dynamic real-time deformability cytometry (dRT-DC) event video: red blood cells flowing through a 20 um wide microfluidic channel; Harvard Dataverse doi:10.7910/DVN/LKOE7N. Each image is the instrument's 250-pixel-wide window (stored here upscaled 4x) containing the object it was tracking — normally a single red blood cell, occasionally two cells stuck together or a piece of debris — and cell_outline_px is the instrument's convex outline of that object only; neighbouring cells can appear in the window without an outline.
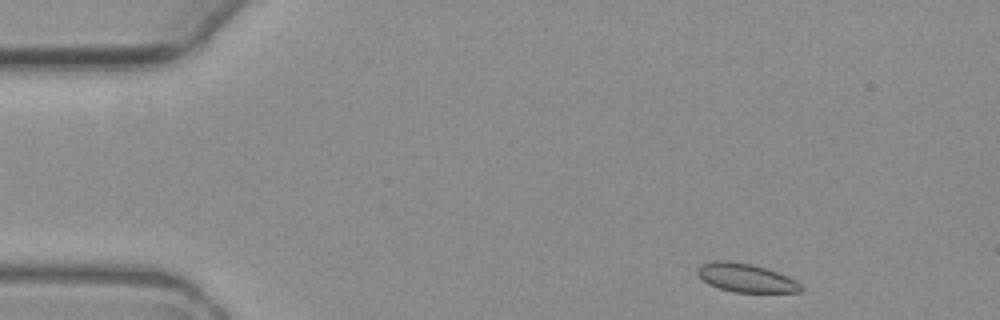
{"species": "common noctule bat (a hibernating species)", "species_latin": "Nyctalus noctula", "temperature_condition": "warm", "stored_images_in_passage": 4, "camera_frame_rate_fps": 3000, "um_per_image_px": 0.085, "animal": {"sex": "female", "body_mass_g": 19.3, "forearm_length_mm": 54.1}, "frame": {"image": 1, "passage_image": 1, "time_ms": 0.0, "image_size_px": [1000, 320], "cell_outline_px": [[804, 288], [800, 292], [732, 292], [708, 284], [696, 272], [696, 268], [700, 264], [712, 260], [728, 260], [752, 264], [788, 276], [796, 280]], "centroid_in_image_um": [63.38, 23.6], "position_along_channel_um": 21.6, "area_um2": 17.28}}